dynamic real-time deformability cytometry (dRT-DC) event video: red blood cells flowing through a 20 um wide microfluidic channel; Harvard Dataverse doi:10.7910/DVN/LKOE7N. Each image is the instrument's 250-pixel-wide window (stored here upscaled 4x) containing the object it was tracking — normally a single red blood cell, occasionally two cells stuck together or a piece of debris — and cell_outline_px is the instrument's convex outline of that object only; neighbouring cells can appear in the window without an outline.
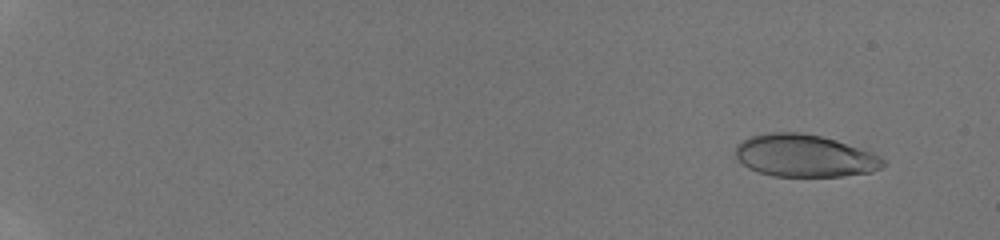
{"species": "human", "species_latin": "Homo sapiens", "temperature_condition": "room temperature", "stored_images_in_passage": 52, "camera_frame_rate_fps": 3000, "um_per_image_px": 0.085, "donor": {"sex": "male"}, "frame": {"image": 1, "passage_image": 4, "time_ms": 1.0, "image_size_px": [1000, 240], "cell_outline_px": [[884, 164], [880, 168], [872, 172], [844, 176], [772, 176], [748, 168], [736, 160], [736, 144], [740, 140], [752, 136], [768, 132], [800, 132], [820, 136], [836, 140], [880, 156], [884, 160]], "centroid_in_image_um": [68.33, 13.24], "position_along_channel_um": 16.7, "area_um2": 36.41}}
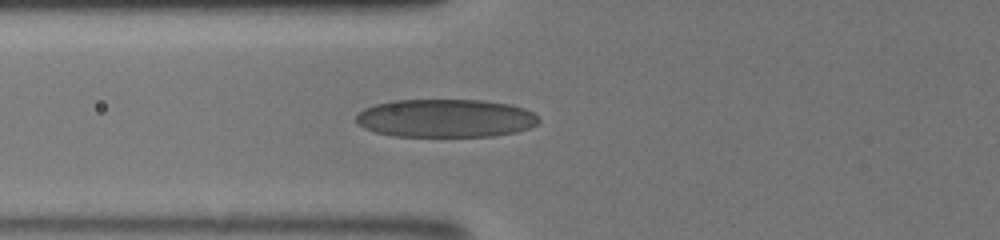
{"frame": {"image": 2, "passage_image": 23, "time_ms": 7.333, "image_size_px": [1000, 240], "cell_outline_px": [[540, 120], [536, 124], [528, 128], [516, 132], [492, 136], [392, 136], [376, 132], [364, 128], [356, 120], [356, 116], [364, 108], [376, 104], [392, 100], [484, 100], [508, 104], [524, 108], [532, 112]], "centroid_in_image_um": [37.86, 10.05], "position_along_channel_um": 87.9, "area_um2": 40.58}}
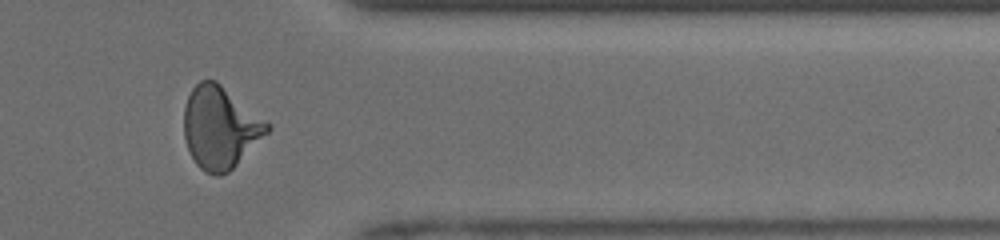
{"frame": {"image": 3, "passage_image": 45, "time_ms": 14.667, "image_size_px": [1000, 240], "cell_outline_px": [[272, 128], [228, 172], [220, 176], [216, 176], [204, 172], [196, 164], [188, 148], [184, 136], [184, 108], [188, 96], [192, 88], [200, 80], [216, 80], [272, 124]], "centroid_in_image_um": [18.72, 10.82], "position_along_channel_um": 392.7, "area_um2": 39.77}, "authors_computed_cell_mechanics": {"area_um2": 37.6856, "velocity_mm_per_s": 4.2203, "shape_relaxation_time_tau1_ms": 5.1254, "shape_relaxation_time_tau2_ms": 0.667, "deformation_change_tau1": 0.1873, "deformation_change_tau2": 0.0621}}